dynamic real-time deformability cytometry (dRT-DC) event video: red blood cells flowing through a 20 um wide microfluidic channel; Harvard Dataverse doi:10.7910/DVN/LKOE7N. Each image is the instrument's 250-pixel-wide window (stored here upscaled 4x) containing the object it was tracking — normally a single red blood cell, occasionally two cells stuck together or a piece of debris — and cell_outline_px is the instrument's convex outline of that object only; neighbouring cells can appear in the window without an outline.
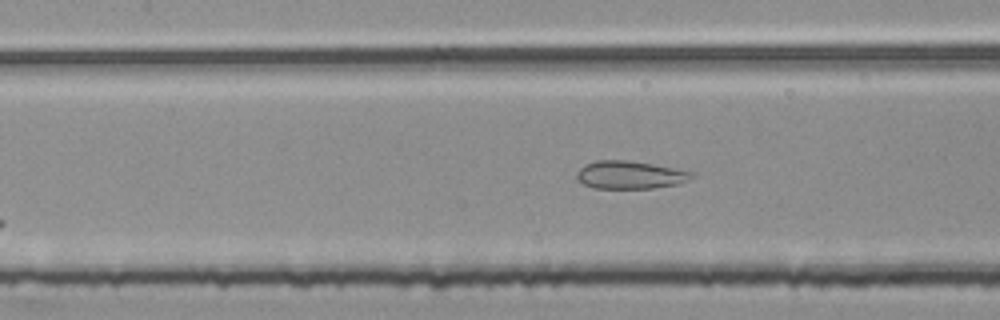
{"species": "common noctule bat (a hibernating species)", "species_latin": "Nyctalus noctula", "temperature_condition": "room temperature", "stored_images_in_passage": 4, "camera_frame_rate_fps": 3000, "um_per_image_px": 0.085, "animal": {"sex": "female", "body_mass_g": 25.1}, "frame": {"image": 1, "passage_image": 4, "time_ms": 1.0, "image_size_px": [1000, 320], "cell_outline_px": [[696, 172], [688, 180], [676, 184], [652, 188], [592, 188], [576, 180], [576, 172], [584, 164], [596, 160], [628, 160], [652, 164]], "centroid_in_image_um": [53.5, 14.86], "position_along_channel_um": 153.9, "area_um2": 18.73}}